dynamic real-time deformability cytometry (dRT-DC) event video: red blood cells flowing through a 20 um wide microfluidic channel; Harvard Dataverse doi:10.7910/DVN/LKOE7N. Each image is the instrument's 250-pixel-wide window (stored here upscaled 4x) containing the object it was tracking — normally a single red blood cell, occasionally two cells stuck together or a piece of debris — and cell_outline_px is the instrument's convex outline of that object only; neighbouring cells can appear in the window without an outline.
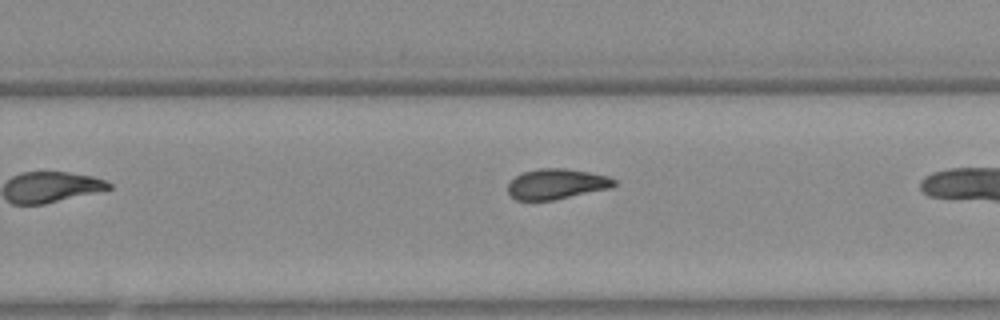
{"species": "Egyptian fruit bat (a non-hibernating species)", "species_latin": "Rousettus aegyptiacus", "temperature_condition": "warm", "stored_images_in_passage": 26, "camera_frame_rate_fps": 3000, "um_per_image_px": 0.085, "animal": {"sex": "female"}, "frame": {"image": 1, "passage_image": 19, "time_ms": 6.0, "image_size_px": [1000, 320], "cell_outline_px": [[616, 184], [612, 188], [552, 200], [516, 200], [508, 192], [508, 184], [516, 176], [524, 172], [540, 168], [564, 168], [588, 172], [608, 176], [616, 180]], "centroid_in_image_um": [47.33, 15.64], "position_along_channel_um": 282.5, "area_um2": 18.67}}